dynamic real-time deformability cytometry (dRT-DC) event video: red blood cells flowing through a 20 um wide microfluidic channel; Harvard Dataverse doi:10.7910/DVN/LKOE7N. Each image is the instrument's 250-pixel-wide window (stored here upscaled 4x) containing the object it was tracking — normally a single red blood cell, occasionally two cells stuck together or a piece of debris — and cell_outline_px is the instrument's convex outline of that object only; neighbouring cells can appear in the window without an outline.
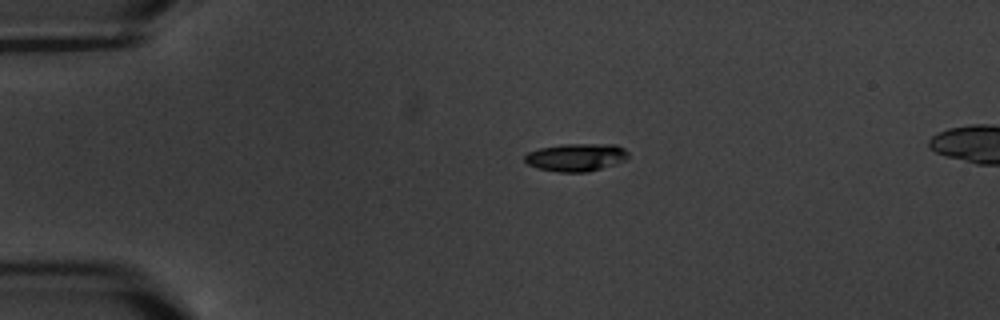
{"species": "common noctule bat (a hibernating species)", "species_latin": "Nyctalus noctula", "temperature_condition": "warm", "stored_images_in_passage": 5, "camera_frame_rate_fps": 3000, "um_per_image_px": 0.085, "animal": {"sex": "male", "body_mass_g": 20.1, "forearm_length_mm": 53.5}, "frame": {"image": 1, "passage_image": 1, "time_ms": 0.0, "image_size_px": [1000, 320], "cell_outline_px": [[628, 156], [624, 160], [616, 164], [588, 172], [560, 172], [536, 168], [528, 164], [524, 160], [524, 156], [528, 152], [540, 148], [564, 144], [616, 144], [624, 148], [628, 152]], "centroid_in_image_um": [48.97, 13.37], "position_along_channel_um": 36.0, "area_um2": 16.82}}